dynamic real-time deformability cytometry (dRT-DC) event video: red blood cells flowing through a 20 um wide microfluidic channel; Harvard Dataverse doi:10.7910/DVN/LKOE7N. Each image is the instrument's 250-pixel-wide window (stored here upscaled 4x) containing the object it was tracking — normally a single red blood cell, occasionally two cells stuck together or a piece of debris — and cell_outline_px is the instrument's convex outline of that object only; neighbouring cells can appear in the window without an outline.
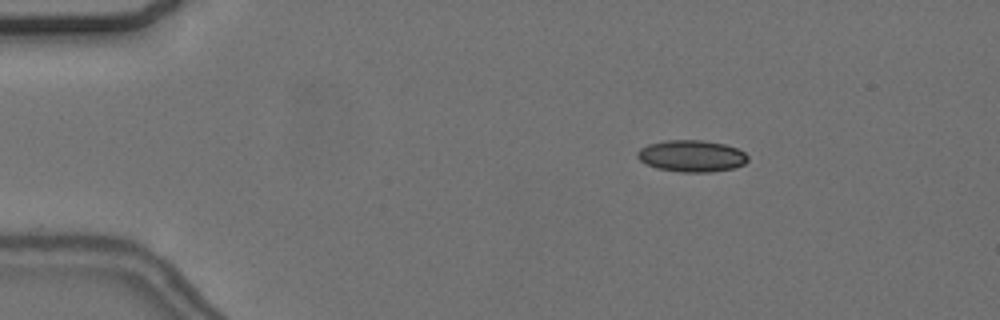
{"species": "common noctule bat (a hibernating species)", "species_latin": "Nyctalus noctula", "temperature_condition": "cold", "stored_images_in_passage": 57, "camera_frame_rate_fps": 3000, "um_per_image_px": 0.085, "animal": {"sex": "female", "body_mass_g": 24.6, "forearm_length_mm": 56.2}, "frame": {"image": 1, "passage_image": 10, "time_ms": 3.0, "image_size_px": [1000, 320], "cell_outline_px": [[748, 160], [744, 164], [736, 168], [712, 172], [680, 172], [656, 168], [640, 160], [636, 156], [636, 152], [640, 148], [648, 144], [664, 140], [700, 140], [724, 144], [736, 148], [744, 152], [748, 156]], "centroid_in_image_um": [58.79, 13.26], "position_along_channel_um": 26.2, "area_um2": 20.52}}
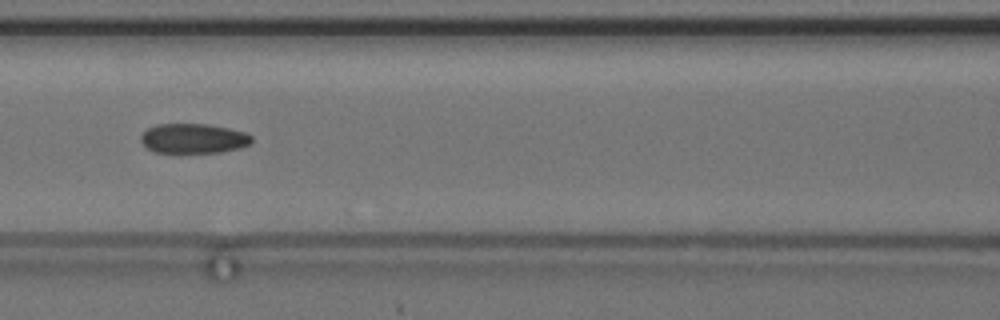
{"frame": {"image": 2, "passage_image": 26, "time_ms": 8.333, "image_size_px": [1000, 320], "cell_outline_px": [[252, 140], [248, 144], [240, 148], [220, 152], [152, 152], [140, 140], [140, 136], [148, 128], [156, 124], [208, 124], [228, 128], [244, 132], [252, 136]], "centroid_in_image_um": [16.43, 11.76], "position_along_channel_um": 150.2, "area_um2": 19.07}}
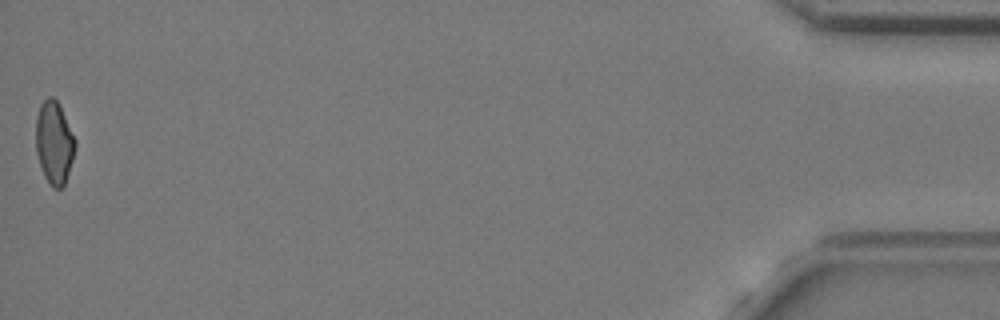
{"frame": {"image": 3, "passage_image": 57, "time_ms": 18.667, "image_size_px": [1000, 320], "cell_outline_px": [[76, 148], [64, 188], [52, 188], [44, 176], [36, 152], [36, 116], [40, 104], [48, 96], [52, 96], [60, 104], [76, 140]], "centroid_in_image_um": [4.62, 12.12], "position_along_channel_um": 430.6, "area_um2": 19.25}, "authors_computed_cell_mechanics": {"area_um2": 19.652, "velocity_mm_per_s": 3.6591, "shape_relaxation_time_tau1_ms": null, "shape_relaxation_time_tau2_ms": 3.3048, "deformation_change_tau1": null, "deformation_change_tau2": 0.0737}}